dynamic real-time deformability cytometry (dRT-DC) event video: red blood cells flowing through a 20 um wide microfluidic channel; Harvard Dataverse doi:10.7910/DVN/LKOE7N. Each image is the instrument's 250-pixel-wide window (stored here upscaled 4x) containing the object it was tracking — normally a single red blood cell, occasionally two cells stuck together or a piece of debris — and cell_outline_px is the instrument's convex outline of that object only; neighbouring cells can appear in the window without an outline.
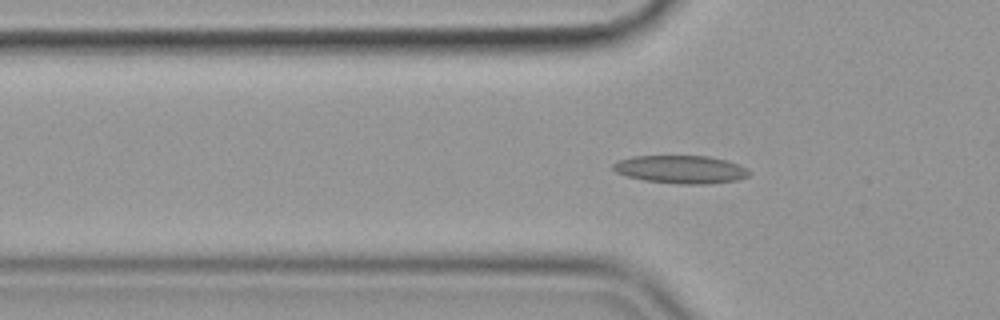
{"species": "common noctule bat (a hibernating species)", "species_latin": "Nyctalus noctula", "temperature_condition": "cold", "stored_images_in_passage": 42, "camera_frame_rate_fps": 3000, "um_per_image_px": 0.085, "animal": {"sex": "female", "body_mass_g": 19.9}, "frame": {"image": 1, "passage_image": 3, "time_ms": 0.667, "image_size_px": [1000, 320], "cell_outline_px": [[752, 172], [748, 176], [736, 180], [708, 184], [680, 184], [644, 180], [628, 176], [616, 172], [612, 168], [612, 164], [616, 160], [632, 156], [708, 156], [724, 160], [748, 168]], "centroid_in_image_um": [57.85, 14.4], "position_along_channel_um": 67.9, "area_um2": 22.2}}
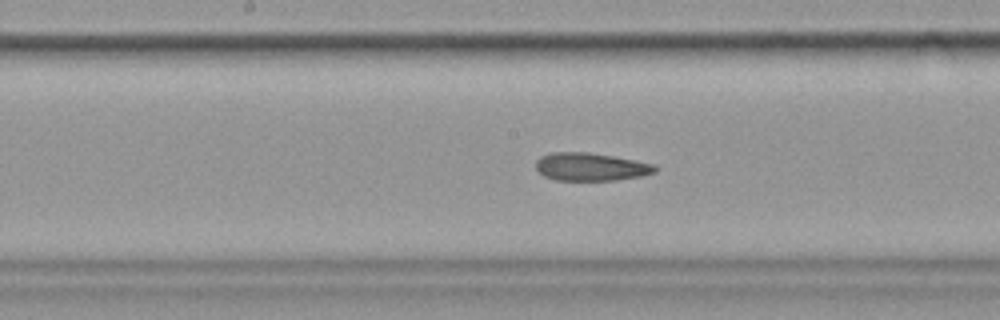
{"frame": {"image": 2, "passage_image": 14, "time_ms": 4.333, "image_size_px": [1000, 320], "cell_outline_px": [[656, 172], [644, 176], [616, 180], [556, 180], [544, 176], [536, 168], [536, 160], [540, 156], [548, 152], [588, 152], [612, 156], [656, 164]], "centroid_in_image_um": [50.22, 14.17], "position_along_channel_um": 198.0, "area_um2": 19.54}}
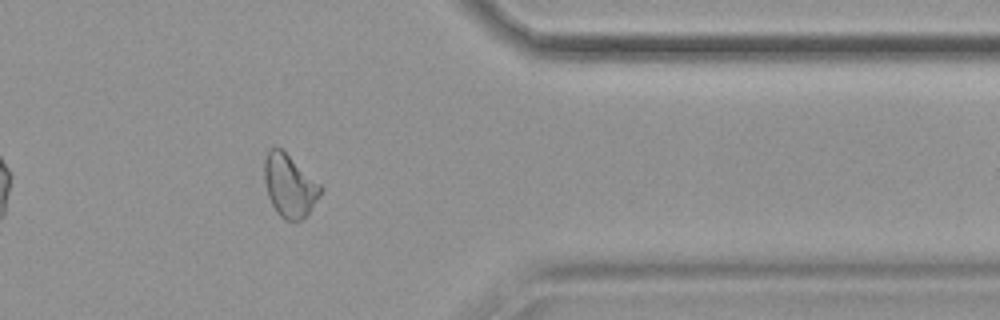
{"frame": {"image": 3, "passage_image": 31, "time_ms": 10.0, "image_size_px": [1000, 320], "cell_outline_px": [[324, 188], [320, 196], [308, 212], [300, 220], [284, 220], [276, 212], [268, 196], [264, 180], [264, 160], [268, 148], [284, 148]], "centroid_in_image_um": [24.6, 15.73], "position_along_channel_um": 386.8, "area_um2": 20.75}, "authors_computed_cell_mechanics": {"area_um2": 20.519, "velocity_mm_per_s": 3.5643, "shape_relaxation_time_tau1_ms": null, "shape_relaxation_time_tau2_ms": 5.129, "deformation_change_tau1": null, "deformation_change_tau2": 0.1334}}